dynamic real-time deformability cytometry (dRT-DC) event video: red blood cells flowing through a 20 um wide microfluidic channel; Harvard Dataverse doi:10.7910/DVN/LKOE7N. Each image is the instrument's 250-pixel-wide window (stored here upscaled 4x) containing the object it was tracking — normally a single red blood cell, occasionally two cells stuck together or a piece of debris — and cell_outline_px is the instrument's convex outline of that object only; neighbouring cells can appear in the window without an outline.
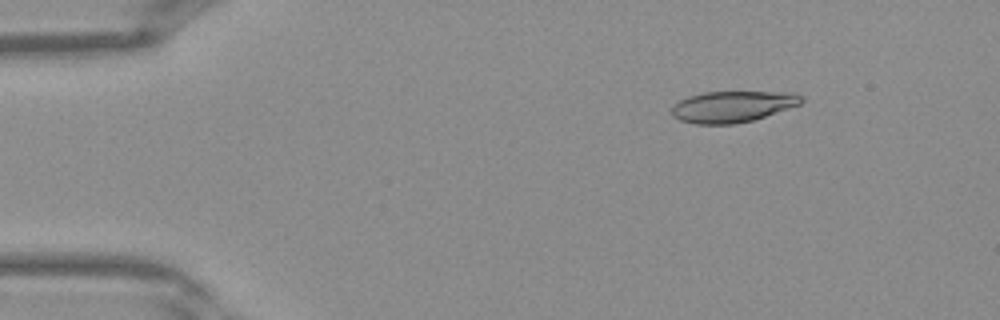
{"species": "Egyptian fruit bat (a non-hibernating species)", "species_latin": "Rousettus aegyptiacus", "temperature_condition": "warm", "stored_images_in_passage": 37, "camera_frame_rate_fps": 3000, "um_per_image_px": 0.085, "frame": {"image": 1, "passage_image": 2, "time_ms": 0.333, "image_size_px": [1000, 320], "cell_outline_px": [[804, 100], [800, 104], [752, 120], [736, 124], [696, 124], [680, 120], [672, 116], [672, 108], [680, 100], [688, 96], [704, 92], [796, 92], [804, 96]], "centroid_in_image_um": [62.28, 9.05], "position_along_channel_um": 22.7, "area_um2": 23.52}}
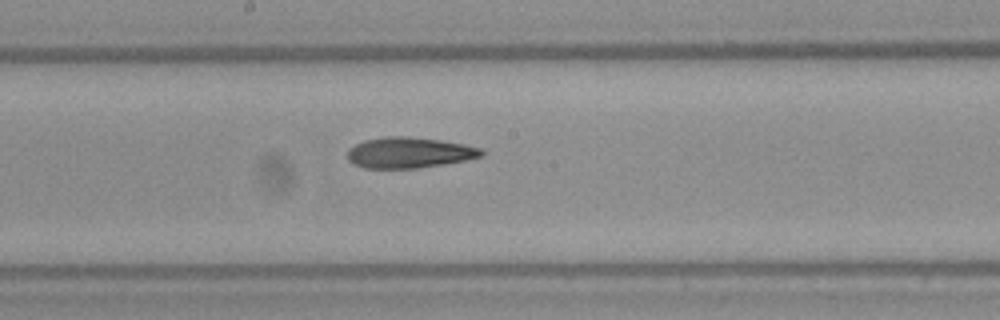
{"frame": {"image": 2, "passage_image": 18, "time_ms": 5.667, "image_size_px": [1000, 320], "cell_outline_px": [[484, 156], [464, 160], [416, 168], [364, 168], [352, 164], [348, 160], [348, 148], [364, 140], [384, 136], [408, 136], [440, 140], [464, 144], [480, 148], [484, 152]], "centroid_in_image_um": [34.74, 12.96], "position_along_channel_um": 213.5, "area_um2": 23.99}}
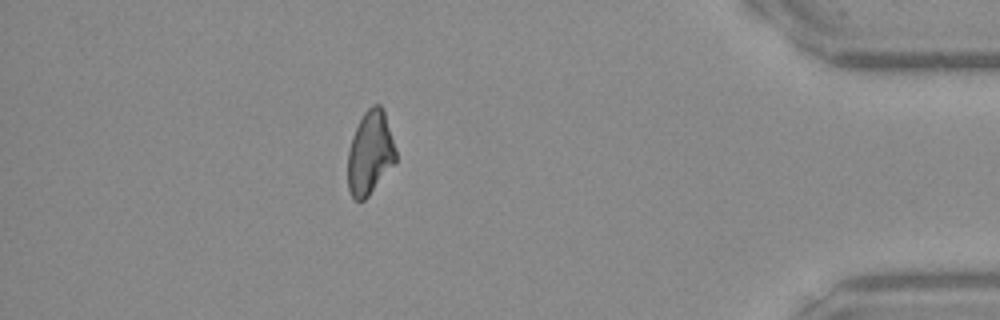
{"frame": {"image": 3, "passage_image": 32, "time_ms": 10.333, "image_size_px": [1000, 320], "cell_outline_px": [[396, 160], [368, 196], [364, 200], [356, 200], [352, 196], [348, 188], [348, 152], [352, 136], [364, 112], [372, 104], [380, 104], [384, 112], [396, 148]], "centroid_in_image_um": [31.45, 12.98], "position_along_channel_um": 403.8, "area_um2": 23.0}}